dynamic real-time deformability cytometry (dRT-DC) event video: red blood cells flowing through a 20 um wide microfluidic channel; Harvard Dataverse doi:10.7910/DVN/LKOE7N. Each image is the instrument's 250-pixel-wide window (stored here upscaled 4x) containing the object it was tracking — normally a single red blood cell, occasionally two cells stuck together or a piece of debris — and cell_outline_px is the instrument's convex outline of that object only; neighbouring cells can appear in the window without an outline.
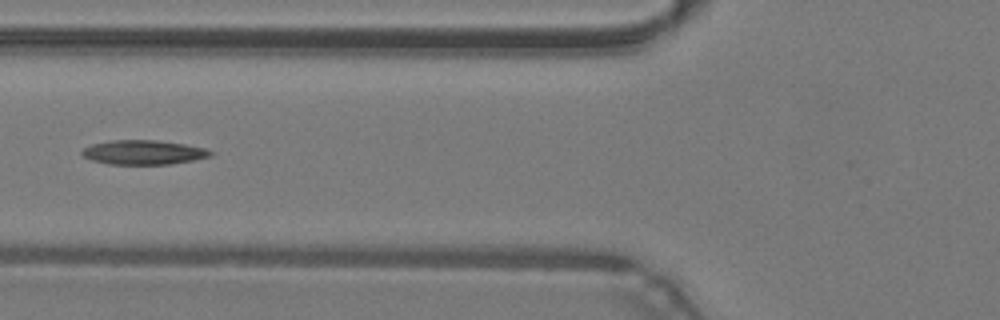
{"species": "common noctule bat (a hibernating species)", "species_latin": "Nyctalus noctula", "temperature_condition": "warm", "stored_images_in_passage": 33, "camera_frame_rate_fps": 3000, "um_per_image_px": 0.085, "animal": {"sex": "male", "body_mass_g": 19.2, "forearm_length_mm": 51.8}, "frame": {"image": 1, "passage_image": 9, "time_ms": 2.667, "image_size_px": [1000, 320], "cell_outline_px": [[216, 152], [212, 156], [192, 160], [168, 164], [108, 164], [92, 160], [84, 156], [80, 152], [84, 148], [92, 144], [112, 140], [156, 140], [184, 144], [204, 148]], "centroid_in_image_um": [12.21, 12.94], "position_along_channel_um": 113.6, "area_um2": 18.15}, "authors_computed_cell_mechanics": {"area_um2": 18.0336, "velocity_mm_per_s": 4.2991, "shape_relaxation_time_tau1_ms": null, "shape_relaxation_time_tau2_ms": 5.0736, "deformation_change_tau1": null, "deformation_change_tau2": 0.1593}}